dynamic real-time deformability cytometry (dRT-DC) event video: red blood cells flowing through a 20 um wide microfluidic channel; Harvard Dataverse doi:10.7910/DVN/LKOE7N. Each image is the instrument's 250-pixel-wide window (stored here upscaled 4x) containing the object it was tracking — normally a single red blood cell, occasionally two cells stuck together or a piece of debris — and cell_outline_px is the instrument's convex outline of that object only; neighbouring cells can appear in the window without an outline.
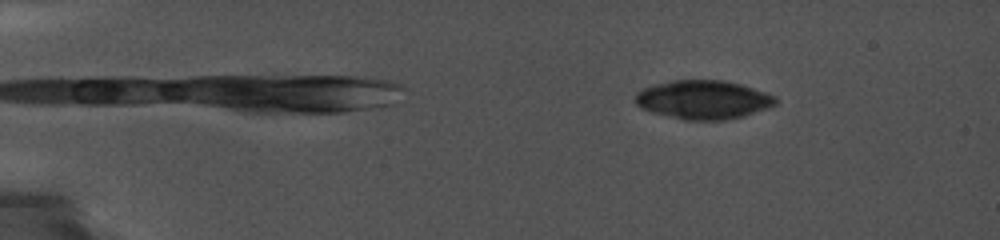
{"species": "common noctule bat (a hibernating species)", "species_latin": "Nyctalus noctula", "temperature_condition": "cold", "stored_images_in_passage": 13, "camera_frame_rate_fps": 5000, "um_per_image_px": 0.085, "animal": {"sex": "female", "body_mass_g": 19.0, "forearm_length_mm": 56.7}, "frame": {"image": 1, "passage_image": 4, "time_ms": 1.8, "image_size_px": [1000, 240], "cell_outline_px": [[776, 104], [744, 116], [724, 120], [684, 120], [652, 112], [636, 104], [636, 92], [644, 88], [656, 84], [676, 80], [724, 80], [740, 84], [776, 96]], "centroid_in_image_um": [59.78, 8.47], "position_along_channel_um": 25.2, "area_um2": 31.33}}